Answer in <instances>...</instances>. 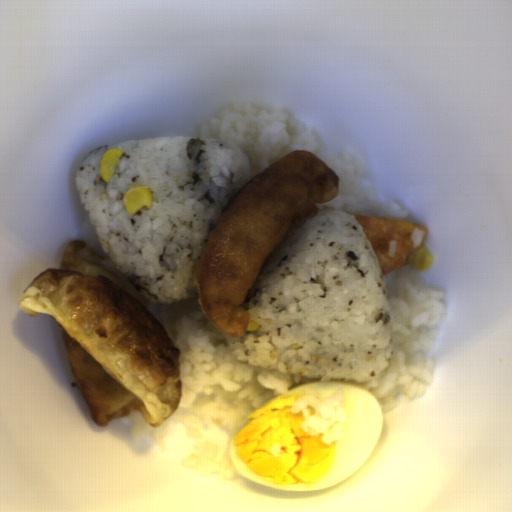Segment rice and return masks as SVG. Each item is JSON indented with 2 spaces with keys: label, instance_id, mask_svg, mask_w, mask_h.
<instances>
[{
  "label": "rice",
  "instance_id": "obj_1",
  "mask_svg": "<svg viewBox=\"0 0 512 512\" xmlns=\"http://www.w3.org/2000/svg\"><path fill=\"white\" fill-rule=\"evenodd\" d=\"M258 328L231 337L238 362L302 377L373 380L394 348L375 249L344 210L314 212L265 260L242 304Z\"/></svg>",
  "mask_w": 512,
  "mask_h": 512
},
{
  "label": "rice",
  "instance_id": "obj_2",
  "mask_svg": "<svg viewBox=\"0 0 512 512\" xmlns=\"http://www.w3.org/2000/svg\"><path fill=\"white\" fill-rule=\"evenodd\" d=\"M391 312L393 348L385 370L372 380L303 377L262 368L235 357L230 339L216 327L196 297L173 303L147 302L149 309L178 348L182 396L176 412L153 428L142 414L125 417L131 438L150 434L160 452L166 438L182 424L193 438L192 452L181 464L195 476L218 475L226 480L243 475L234 469L231 443L249 416L273 398L315 381H341L372 394L386 412L399 398L420 397L432 385L431 352L437 328L446 316L445 292L429 287L410 262L382 274Z\"/></svg>",
  "mask_w": 512,
  "mask_h": 512
},
{
  "label": "rice",
  "instance_id": "obj_3",
  "mask_svg": "<svg viewBox=\"0 0 512 512\" xmlns=\"http://www.w3.org/2000/svg\"><path fill=\"white\" fill-rule=\"evenodd\" d=\"M111 148L124 151L109 181L99 172ZM252 180L246 153L227 140L146 138L88 152L75 178L79 197L106 259L146 302L197 297L193 270L223 209ZM152 193L153 207L127 214L133 186Z\"/></svg>",
  "mask_w": 512,
  "mask_h": 512
},
{
  "label": "rice",
  "instance_id": "obj_4",
  "mask_svg": "<svg viewBox=\"0 0 512 512\" xmlns=\"http://www.w3.org/2000/svg\"><path fill=\"white\" fill-rule=\"evenodd\" d=\"M191 137L235 143L249 160L251 180L287 154L308 150L338 175L337 197L316 206L408 223L410 209L399 202L381 200L373 186H366L365 159L358 150L347 148L340 156L329 155L321 135L283 108L240 101L229 104L207 119Z\"/></svg>",
  "mask_w": 512,
  "mask_h": 512
},
{
  "label": "rice",
  "instance_id": "obj_5",
  "mask_svg": "<svg viewBox=\"0 0 512 512\" xmlns=\"http://www.w3.org/2000/svg\"><path fill=\"white\" fill-rule=\"evenodd\" d=\"M344 391L335 389L328 397L318 400L305 394L294 402L293 414L301 412L303 422L300 428L315 436L321 434L324 446L341 441L345 436Z\"/></svg>",
  "mask_w": 512,
  "mask_h": 512
},
{
  "label": "rice",
  "instance_id": "obj_6",
  "mask_svg": "<svg viewBox=\"0 0 512 512\" xmlns=\"http://www.w3.org/2000/svg\"><path fill=\"white\" fill-rule=\"evenodd\" d=\"M83 241L91 248L94 253L102 258H106L90 217L84 223Z\"/></svg>",
  "mask_w": 512,
  "mask_h": 512
},
{
  "label": "rice",
  "instance_id": "obj_7",
  "mask_svg": "<svg viewBox=\"0 0 512 512\" xmlns=\"http://www.w3.org/2000/svg\"><path fill=\"white\" fill-rule=\"evenodd\" d=\"M424 235L425 232L419 228H415L411 235V240L414 243L415 248L417 249L418 246L423 245L424 246Z\"/></svg>",
  "mask_w": 512,
  "mask_h": 512
}]
</instances>
